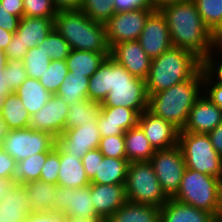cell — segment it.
<instances>
[{
	"label": "cell",
	"instance_id": "obj_35",
	"mask_svg": "<svg viewBox=\"0 0 222 222\" xmlns=\"http://www.w3.org/2000/svg\"><path fill=\"white\" fill-rule=\"evenodd\" d=\"M48 152L38 153L17 162L15 181L18 184H27L40 180L41 169L46 161Z\"/></svg>",
	"mask_w": 222,
	"mask_h": 222
},
{
	"label": "cell",
	"instance_id": "obj_12",
	"mask_svg": "<svg viewBox=\"0 0 222 222\" xmlns=\"http://www.w3.org/2000/svg\"><path fill=\"white\" fill-rule=\"evenodd\" d=\"M153 11L155 9H137L115 13L105 23L109 47L121 42L138 40L148 16Z\"/></svg>",
	"mask_w": 222,
	"mask_h": 222
},
{
	"label": "cell",
	"instance_id": "obj_15",
	"mask_svg": "<svg viewBox=\"0 0 222 222\" xmlns=\"http://www.w3.org/2000/svg\"><path fill=\"white\" fill-rule=\"evenodd\" d=\"M69 105L53 94L50 100L36 113L30 116L29 128L45 131L57 138L65 131Z\"/></svg>",
	"mask_w": 222,
	"mask_h": 222
},
{
	"label": "cell",
	"instance_id": "obj_38",
	"mask_svg": "<svg viewBox=\"0 0 222 222\" xmlns=\"http://www.w3.org/2000/svg\"><path fill=\"white\" fill-rule=\"evenodd\" d=\"M80 11L91 20L105 24L114 14V0H82Z\"/></svg>",
	"mask_w": 222,
	"mask_h": 222
},
{
	"label": "cell",
	"instance_id": "obj_57",
	"mask_svg": "<svg viewBox=\"0 0 222 222\" xmlns=\"http://www.w3.org/2000/svg\"><path fill=\"white\" fill-rule=\"evenodd\" d=\"M14 33L4 30L0 27V50L5 51L7 45L11 42Z\"/></svg>",
	"mask_w": 222,
	"mask_h": 222
},
{
	"label": "cell",
	"instance_id": "obj_65",
	"mask_svg": "<svg viewBox=\"0 0 222 222\" xmlns=\"http://www.w3.org/2000/svg\"><path fill=\"white\" fill-rule=\"evenodd\" d=\"M3 104H4V96L0 95V116H1V113H2Z\"/></svg>",
	"mask_w": 222,
	"mask_h": 222
},
{
	"label": "cell",
	"instance_id": "obj_25",
	"mask_svg": "<svg viewBox=\"0 0 222 222\" xmlns=\"http://www.w3.org/2000/svg\"><path fill=\"white\" fill-rule=\"evenodd\" d=\"M105 222H160V208L126 201Z\"/></svg>",
	"mask_w": 222,
	"mask_h": 222
},
{
	"label": "cell",
	"instance_id": "obj_51",
	"mask_svg": "<svg viewBox=\"0 0 222 222\" xmlns=\"http://www.w3.org/2000/svg\"><path fill=\"white\" fill-rule=\"evenodd\" d=\"M66 215L55 211L31 212L23 222H65Z\"/></svg>",
	"mask_w": 222,
	"mask_h": 222
},
{
	"label": "cell",
	"instance_id": "obj_16",
	"mask_svg": "<svg viewBox=\"0 0 222 222\" xmlns=\"http://www.w3.org/2000/svg\"><path fill=\"white\" fill-rule=\"evenodd\" d=\"M138 125L154 150L170 149L178 145L179 130L147 109L139 115Z\"/></svg>",
	"mask_w": 222,
	"mask_h": 222
},
{
	"label": "cell",
	"instance_id": "obj_14",
	"mask_svg": "<svg viewBox=\"0 0 222 222\" xmlns=\"http://www.w3.org/2000/svg\"><path fill=\"white\" fill-rule=\"evenodd\" d=\"M137 41L151 59L160 56L173 46L168 24L159 10L153 11L148 16Z\"/></svg>",
	"mask_w": 222,
	"mask_h": 222
},
{
	"label": "cell",
	"instance_id": "obj_39",
	"mask_svg": "<svg viewBox=\"0 0 222 222\" xmlns=\"http://www.w3.org/2000/svg\"><path fill=\"white\" fill-rule=\"evenodd\" d=\"M23 62L28 77L39 80L47 70L51 59L46 56L42 47L36 46L28 50Z\"/></svg>",
	"mask_w": 222,
	"mask_h": 222
},
{
	"label": "cell",
	"instance_id": "obj_1",
	"mask_svg": "<svg viewBox=\"0 0 222 222\" xmlns=\"http://www.w3.org/2000/svg\"><path fill=\"white\" fill-rule=\"evenodd\" d=\"M159 11L174 47L191 51L201 60L216 47V36L204 24L193 1L170 4Z\"/></svg>",
	"mask_w": 222,
	"mask_h": 222
},
{
	"label": "cell",
	"instance_id": "obj_30",
	"mask_svg": "<svg viewBox=\"0 0 222 222\" xmlns=\"http://www.w3.org/2000/svg\"><path fill=\"white\" fill-rule=\"evenodd\" d=\"M24 187L32 212L53 211L55 185L37 180L24 184Z\"/></svg>",
	"mask_w": 222,
	"mask_h": 222
},
{
	"label": "cell",
	"instance_id": "obj_49",
	"mask_svg": "<svg viewBox=\"0 0 222 222\" xmlns=\"http://www.w3.org/2000/svg\"><path fill=\"white\" fill-rule=\"evenodd\" d=\"M28 50L29 49L24 47V45L21 43L20 36L17 33H14L11 42L7 45L4 53L7 61L12 59H19L23 61Z\"/></svg>",
	"mask_w": 222,
	"mask_h": 222
},
{
	"label": "cell",
	"instance_id": "obj_61",
	"mask_svg": "<svg viewBox=\"0 0 222 222\" xmlns=\"http://www.w3.org/2000/svg\"><path fill=\"white\" fill-rule=\"evenodd\" d=\"M65 222H105L103 219H86L66 216Z\"/></svg>",
	"mask_w": 222,
	"mask_h": 222
},
{
	"label": "cell",
	"instance_id": "obj_27",
	"mask_svg": "<svg viewBox=\"0 0 222 222\" xmlns=\"http://www.w3.org/2000/svg\"><path fill=\"white\" fill-rule=\"evenodd\" d=\"M129 161L126 158L105 157L99 159L98 172L90 183L125 184Z\"/></svg>",
	"mask_w": 222,
	"mask_h": 222
},
{
	"label": "cell",
	"instance_id": "obj_60",
	"mask_svg": "<svg viewBox=\"0 0 222 222\" xmlns=\"http://www.w3.org/2000/svg\"><path fill=\"white\" fill-rule=\"evenodd\" d=\"M9 127L3 120V118L0 116V144L3 142V140L6 138L7 134L9 133Z\"/></svg>",
	"mask_w": 222,
	"mask_h": 222
},
{
	"label": "cell",
	"instance_id": "obj_56",
	"mask_svg": "<svg viewBox=\"0 0 222 222\" xmlns=\"http://www.w3.org/2000/svg\"><path fill=\"white\" fill-rule=\"evenodd\" d=\"M15 184V178L0 177V201L5 197L8 190H10Z\"/></svg>",
	"mask_w": 222,
	"mask_h": 222
},
{
	"label": "cell",
	"instance_id": "obj_33",
	"mask_svg": "<svg viewBox=\"0 0 222 222\" xmlns=\"http://www.w3.org/2000/svg\"><path fill=\"white\" fill-rule=\"evenodd\" d=\"M89 77L73 75L68 72L66 79L59 87L56 95L60 96L68 105L88 99Z\"/></svg>",
	"mask_w": 222,
	"mask_h": 222
},
{
	"label": "cell",
	"instance_id": "obj_21",
	"mask_svg": "<svg viewBox=\"0 0 222 222\" xmlns=\"http://www.w3.org/2000/svg\"><path fill=\"white\" fill-rule=\"evenodd\" d=\"M31 212L22 184L16 183L0 201V222H23Z\"/></svg>",
	"mask_w": 222,
	"mask_h": 222
},
{
	"label": "cell",
	"instance_id": "obj_46",
	"mask_svg": "<svg viewBox=\"0 0 222 222\" xmlns=\"http://www.w3.org/2000/svg\"><path fill=\"white\" fill-rule=\"evenodd\" d=\"M103 154L99 149L88 151L81 159L85 173L89 181L94 178V175L98 172L99 159H103Z\"/></svg>",
	"mask_w": 222,
	"mask_h": 222
},
{
	"label": "cell",
	"instance_id": "obj_34",
	"mask_svg": "<svg viewBox=\"0 0 222 222\" xmlns=\"http://www.w3.org/2000/svg\"><path fill=\"white\" fill-rule=\"evenodd\" d=\"M100 114V104L86 99L69 105L65 130L81 126L88 121H97Z\"/></svg>",
	"mask_w": 222,
	"mask_h": 222
},
{
	"label": "cell",
	"instance_id": "obj_62",
	"mask_svg": "<svg viewBox=\"0 0 222 222\" xmlns=\"http://www.w3.org/2000/svg\"><path fill=\"white\" fill-rule=\"evenodd\" d=\"M7 63L6 55H0V72H4Z\"/></svg>",
	"mask_w": 222,
	"mask_h": 222
},
{
	"label": "cell",
	"instance_id": "obj_5",
	"mask_svg": "<svg viewBox=\"0 0 222 222\" xmlns=\"http://www.w3.org/2000/svg\"><path fill=\"white\" fill-rule=\"evenodd\" d=\"M172 198L215 216L222 206V179L186 168Z\"/></svg>",
	"mask_w": 222,
	"mask_h": 222
},
{
	"label": "cell",
	"instance_id": "obj_43",
	"mask_svg": "<svg viewBox=\"0 0 222 222\" xmlns=\"http://www.w3.org/2000/svg\"><path fill=\"white\" fill-rule=\"evenodd\" d=\"M4 72L7 73V95L15 92L22 82L28 77L24 62L19 59L7 61Z\"/></svg>",
	"mask_w": 222,
	"mask_h": 222
},
{
	"label": "cell",
	"instance_id": "obj_26",
	"mask_svg": "<svg viewBox=\"0 0 222 222\" xmlns=\"http://www.w3.org/2000/svg\"><path fill=\"white\" fill-rule=\"evenodd\" d=\"M15 93L30 115L40 110L53 95L44 88L39 80L30 77L22 82Z\"/></svg>",
	"mask_w": 222,
	"mask_h": 222
},
{
	"label": "cell",
	"instance_id": "obj_8",
	"mask_svg": "<svg viewBox=\"0 0 222 222\" xmlns=\"http://www.w3.org/2000/svg\"><path fill=\"white\" fill-rule=\"evenodd\" d=\"M181 148L188 169L222 179V156L214 149L208 134L179 131Z\"/></svg>",
	"mask_w": 222,
	"mask_h": 222
},
{
	"label": "cell",
	"instance_id": "obj_18",
	"mask_svg": "<svg viewBox=\"0 0 222 222\" xmlns=\"http://www.w3.org/2000/svg\"><path fill=\"white\" fill-rule=\"evenodd\" d=\"M138 117L134 109L124 106H100L97 125L102 137L124 135L138 124Z\"/></svg>",
	"mask_w": 222,
	"mask_h": 222
},
{
	"label": "cell",
	"instance_id": "obj_4",
	"mask_svg": "<svg viewBox=\"0 0 222 222\" xmlns=\"http://www.w3.org/2000/svg\"><path fill=\"white\" fill-rule=\"evenodd\" d=\"M54 28L78 51L105 52L110 56L106 26L91 20L80 10H59L54 18Z\"/></svg>",
	"mask_w": 222,
	"mask_h": 222
},
{
	"label": "cell",
	"instance_id": "obj_66",
	"mask_svg": "<svg viewBox=\"0 0 222 222\" xmlns=\"http://www.w3.org/2000/svg\"><path fill=\"white\" fill-rule=\"evenodd\" d=\"M0 55H5L3 50H0Z\"/></svg>",
	"mask_w": 222,
	"mask_h": 222
},
{
	"label": "cell",
	"instance_id": "obj_58",
	"mask_svg": "<svg viewBox=\"0 0 222 222\" xmlns=\"http://www.w3.org/2000/svg\"><path fill=\"white\" fill-rule=\"evenodd\" d=\"M185 1H193V0H153L154 9L160 10L162 7H165L170 4L180 3Z\"/></svg>",
	"mask_w": 222,
	"mask_h": 222
},
{
	"label": "cell",
	"instance_id": "obj_44",
	"mask_svg": "<svg viewBox=\"0 0 222 222\" xmlns=\"http://www.w3.org/2000/svg\"><path fill=\"white\" fill-rule=\"evenodd\" d=\"M60 168V148L55 144L49 152L41 169L40 180L53 185H58Z\"/></svg>",
	"mask_w": 222,
	"mask_h": 222
},
{
	"label": "cell",
	"instance_id": "obj_40",
	"mask_svg": "<svg viewBox=\"0 0 222 222\" xmlns=\"http://www.w3.org/2000/svg\"><path fill=\"white\" fill-rule=\"evenodd\" d=\"M38 46L42 47L46 56H49L51 60H66L71 51L68 42L55 28L50 31L42 44Z\"/></svg>",
	"mask_w": 222,
	"mask_h": 222
},
{
	"label": "cell",
	"instance_id": "obj_17",
	"mask_svg": "<svg viewBox=\"0 0 222 222\" xmlns=\"http://www.w3.org/2000/svg\"><path fill=\"white\" fill-rule=\"evenodd\" d=\"M110 57L121 64L134 77L146 80L152 59L137 40L113 45L110 48Z\"/></svg>",
	"mask_w": 222,
	"mask_h": 222
},
{
	"label": "cell",
	"instance_id": "obj_53",
	"mask_svg": "<svg viewBox=\"0 0 222 222\" xmlns=\"http://www.w3.org/2000/svg\"><path fill=\"white\" fill-rule=\"evenodd\" d=\"M9 13L19 17H23L24 7L23 0H0Z\"/></svg>",
	"mask_w": 222,
	"mask_h": 222
},
{
	"label": "cell",
	"instance_id": "obj_29",
	"mask_svg": "<svg viewBox=\"0 0 222 222\" xmlns=\"http://www.w3.org/2000/svg\"><path fill=\"white\" fill-rule=\"evenodd\" d=\"M108 57L105 52L78 51L71 49L66 58L68 71L73 75L91 77L99 68L104 59Z\"/></svg>",
	"mask_w": 222,
	"mask_h": 222
},
{
	"label": "cell",
	"instance_id": "obj_45",
	"mask_svg": "<svg viewBox=\"0 0 222 222\" xmlns=\"http://www.w3.org/2000/svg\"><path fill=\"white\" fill-rule=\"evenodd\" d=\"M98 149L105 157L126 158L124 135L102 137Z\"/></svg>",
	"mask_w": 222,
	"mask_h": 222
},
{
	"label": "cell",
	"instance_id": "obj_52",
	"mask_svg": "<svg viewBox=\"0 0 222 222\" xmlns=\"http://www.w3.org/2000/svg\"><path fill=\"white\" fill-rule=\"evenodd\" d=\"M20 18L9 13L8 10L0 2V27L11 33L17 31Z\"/></svg>",
	"mask_w": 222,
	"mask_h": 222
},
{
	"label": "cell",
	"instance_id": "obj_20",
	"mask_svg": "<svg viewBox=\"0 0 222 222\" xmlns=\"http://www.w3.org/2000/svg\"><path fill=\"white\" fill-rule=\"evenodd\" d=\"M124 185L91 183L93 207L104 221L127 201Z\"/></svg>",
	"mask_w": 222,
	"mask_h": 222
},
{
	"label": "cell",
	"instance_id": "obj_7",
	"mask_svg": "<svg viewBox=\"0 0 222 222\" xmlns=\"http://www.w3.org/2000/svg\"><path fill=\"white\" fill-rule=\"evenodd\" d=\"M124 186L127 201L132 203L161 208L169 199L161 189L150 161L129 162Z\"/></svg>",
	"mask_w": 222,
	"mask_h": 222
},
{
	"label": "cell",
	"instance_id": "obj_28",
	"mask_svg": "<svg viewBox=\"0 0 222 222\" xmlns=\"http://www.w3.org/2000/svg\"><path fill=\"white\" fill-rule=\"evenodd\" d=\"M124 144L126 159L129 162L150 161L155 153L154 148L138 124L124 133Z\"/></svg>",
	"mask_w": 222,
	"mask_h": 222
},
{
	"label": "cell",
	"instance_id": "obj_41",
	"mask_svg": "<svg viewBox=\"0 0 222 222\" xmlns=\"http://www.w3.org/2000/svg\"><path fill=\"white\" fill-rule=\"evenodd\" d=\"M203 73L214 83L222 85V51L215 47L202 59Z\"/></svg>",
	"mask_w": 222,
	"mask_h": 222
},
{
	"label": "cell",
	"instance_id": "obj_2",
	"mask_svg": "<svg viewBox=\"0 0 222 222\" xmlns=\"http://www.w3.org/2000/svg\"><path fill=\"white\" fill-rule=\"evenodd\" d=\"M203 94L202 68L191 78L153 95H148L147 110L181 131L196 100Z\"/></svg>",
	"mask_w": 222,
	"mask_h": 222
},
{
	"label": "cell",
	"instance_id": "obj_9",
	"mask_svg": "<svg viewBox=\"0 0 222 222\" xmlns=\"http://www.w3.org/2000/svg\"><path fill=\"white\" fill-rule=\"evenodd\" d=\"M55 144L56 138L50 133L27 127L9 130L0 145L16 162H19L29 156L49 152Z\"/></svg>",
	"mask_w": 222,
	"mask_h": 222
},
{
	"label": "cell",
	"instance_id": "obj_3",
	"mask_svg": "<svg viewBox=\"0 0 222 222\" xmlns=\"http://www.w3.org/2000/svg\"><path fill=\"white\" fill-rule=\"evenodd\" d=\"M202 68V60L191 51L170 47L151 61L145 80L148 95L191 79Z\"/></svg>",
	"mask_w": 222,
	"mask_h": 222
},
{
	"label": "cell",
	"instance_id": "obj_10",
	"mask_svg": "<svg viewBox=\"0 0 222 222\" xmlns=\"http://www.w3.org/2000/svg\"><path fill=\"white\" fill-rule=\"evenodd\" d=\"M161 189L168 198L178 191L183 173L186 169L181 148L177 145L170 149L155 150L150 159Z\"/></svg>",
	"mask_w": 222,
	"mask_h": 222
},
{
	"label": "cell",
	"instance_id": "obj_48",
	"mask_svg": "<svg viewBox=\"0 0 222 222\" xmlns=\"http://www.w3.org/2000/svg\"><path fill=\"white\" fill-rule=\"evenodd\" d=\"M137 9H154L153 0H114L115 13Z\"/></svg>",
	"mask_w": 222,
	"mask_h": 222
},
{
	"label": "cell",
	"instance_id": "obj_63",
	"mask_svg": "<svg viewBox=\"0 0 222 222\" xmlns=\"http://www.w3.org/2000/svg\"><path fill=\"white\" fill-rule=\"evenodd\" d=\"M216 47L222 51V32L216 36Z\"/></svg>",
	"mask_w": 222,
	"mask_h": 222
},
{
	"label": "cell",
	"instance_id": "obj_22",
	"mask_svg": "<svg viewBox=\"0 0 222 222\" xmlns=\"http://www.w3.org/2000/svg\"><path fill=\"white\" fill-rule=\"evenodd\" d=\"M160 222H215V216L205 210L169 198L160 208Z\"/></svg>",
	"mask_w": 222,
	"mask_h": 222
},
{
	"label": "cell",
	"instance_id": "obj_55",
	"mask_svg": "<svg viewBox=\"0 0 222 222\" xmlns=\"http://www.w3.org/2000/svg\"><path fill=\"white\" fill-rule=\"evenodd\" d=\"M82 0H52L54 7L59 10H79Z\"/></svg>",
	"mask_w": 222,
	"mask_h": 222
},
{
	"label": "cell",
	"instance_id": "obj_11",
	"mask_svg": "<svg viewBox=\"0 0 222 222\" xmlns=\"http://www.w3.org/2000/svg\"><path fill=\"white\" fill-rule=\"evenodd\" d=\"M53 211L68 217L102 219L93 207L91 183L82 188H69L55 185Z\"/></svg>",
	"mask_w": 222,
	"mask_h": 222
},
{
	"label": "cell",
	"instance_id": "obj_59",
	"mask_svg": "<svg viewBox=\"0 0 222 222\" xmlns=\"http://www.w3.org/2000/svg\"><path fill=\"white\" fill-rule=\"evenodd\" d=\"M7 73L0 72V95L6 96L7 95Z\"/></svg>",
	"mask_w": 222,
	"mask_h": 222
},
{
	"label": "cell",
	"instance_id": "obj_36",
	"mask_svg": "<svg viewBox=\"0 0 222 222\" xmlns=\"http://www.w3.org/2000/svg\"><path fill=\"white\" fill-rule=\"evenodd\" d=\"M204 24L215 35L222 32V0H193Z\"/></svg>",
	"mask_w": 222,
	"mask_h": 222
},
{
	"label": "cell",
	"instance_id": "obj_31",
	"mask_svg": "<svg viewBox=\"0 0 222 222\" xmlns=\"http://www.w3.org/2000/svg\"><path fill=\"white\" fill-rule=\"evenodd\" d=\"M111 90V57L100 64L98 70L89 78L88 99L102 104Z\"/></svg>",
	"mask_w": 222,
	"mask_h": 222
},
{
	"label": "cell",
	"instance_id": "obj_37",
	"mask_svg": "<svg viewBox=\"0 0 222 222\" xmlns=\"http://www.w3.org/2000/svg\"><path fill=\"white\" fill-rule=\"evenodd\" d=\"M68 72L66 60H51L47 70L39 79V82L47 91L56 94L66 79Z\"/></svg>",
	"mask_w": 222,
	"mask_h": 222
},
{
	"label": "cell",
	"instance_id": "obj_32",
	"mask_svg": "<svg viewBox=\"0 0 222 222\" xmlns=\"http://www.w3.org/2000/svg\"><path fill=\"white\" fill-rule=\"evenodd\" d=\"M30 116L15 92L9 93L4 97L1 117L10 130L27 128Z\"/></svg>",
	"mask_w": 222,
	"mask_h": 222
},
{
	"label": "cell",
	"instance_id": "obj_50",
	"mask_svg": "<svg viewBox=\"0 0 222 222\" xmlns=\"http://www.w3.org/2000/svg\"><path fill=\"white\" fill-rule=\"evenodd\" d=\"M17 162L0 145V177L15 178Z\"/></svg>",
	"mask_w": 222,
	"mask_h": 222
},
{
	"label": "cell",
	"instance_id": "obj_13",
	"mask_svg": "<svg viewBox=\"0 0 222 222\" xmlns=\"http://www.w3.org/2000/svg\"><path fill=\"white\" fill-rule=\"evenodd\" d=\"M102 136L97 121L66 129L56 138V145L66 154L82 159L84 155L99 148Z\"/></svg>",
	"mask_w": 222,
	"mask_h": 222
},
{
	"label": "cell",
	"instance_id": "obj_42",
	"mask_svg": "<svg viewBox=\"0 0 222 222\" xmlns=\"http://www.w3.org/2000/svg\"><path fill=\"white\" fill-rule=\"evenodd\" d=\"M25 17L55 18L57 9L52 0H23Z\"/></svg>",
	"mask_w": 222,
	"mask_h": 222
},
{
	"label": "cell",
	"instance_id": "obj_24",
	"mask_svg": "<svg viewBox=\"0 0 222 222\" xmlns=\"http://www.w3.org/2000/svg\"><path fill=\"white\" fill-rule=\"evenodd\" d=\"M58 185L69 188H82L90 185L82 160L64 153L61 149Z\"/></svg>",
	"mask_w": 222,
	"mask_h": 222
},
{
	"label": "cell",
	"instance_id": "obj_19",
	"mask_svg": "<svg viewBox=\"0 0 222 222\" xmlns=\"http://www.w3.org/2000/svg\"><path fill=\"white\" fill-rule=\"evenodd\" d=\"M222 122V109L202 94L189 112L184 132L208 134Z\"/></svg>",
	"mask_w": 222,
	"mask_h": 222
},
{
	"label": "cell",
	"instance_id": "obj_6",
	"mask_svg": "<svg viewBox=\"0 0 222 222\" xmlns=\"http://www.w3.org/2000/svg\"><path fill=\"white\" fill-rule=\"evenodd\" d=\"M100 106H124L140 115L148 106L145 80L134 77L111 58V90Z\"/></svg>",
	"mask_w": 222,
	"mask_h": 222
},
{
	"label": "cell",
	"instance_id": "obj_64",
	"mask_svg": "<svg viewBox=\"0 0 222 222\" xmlns=\"http://www.w3.org/2000/svg\"><path fill=\"white\" fill-rule=\"evenodd\" d=\"M215 222H222V206H221V208L216 212Z\"/></svg>",
	"mask_w": 222,
	"mask_h": 222
},
{
	"label": "cell",
	"instance_id": "obj_47",
	"mask_svg": "<svg viewBox=\"0 0 222 222\" xmlns=\"http://www.w3.org/2000/svg\"><path fill=\"white\" fill-rule=\"evenodd\" d=\"M203 94L215 105L222 109V85L212 82L203 73Z\"/></svg>",
	"mask_w": 222,
	"mask_h": 222
},
{
	"label": "cell",
	"instance_id": "obj_54",
	"mask_svg": "<svg viewBox=\"0 0 222 222\" xmlns=\"http://www.w3.org/2000/svg\"><path fill=\"white\" fill-rule=\"evenodd\" d=\"M214 149L222 156V122L211 132L208 133Z\"/></svg>",
	"mask_w": 222,
	"mask_h": 222
},
{
	"label": "cell",
	"instance_id": "obj_23",
	"mask_svg": "<svg viewBox=\"0 0 222 222\" xmlns=\"http://www.w3.org/2000/svg\"><path fill=\"white\" fill-rule=\"evenodd\" d=\"M54 28V18H36L23 16L17 28L21 43L28 49L41 45Z\"/></svg>",
	"mask_w": 222,
	"mask_h": 222
}]
</instances>
